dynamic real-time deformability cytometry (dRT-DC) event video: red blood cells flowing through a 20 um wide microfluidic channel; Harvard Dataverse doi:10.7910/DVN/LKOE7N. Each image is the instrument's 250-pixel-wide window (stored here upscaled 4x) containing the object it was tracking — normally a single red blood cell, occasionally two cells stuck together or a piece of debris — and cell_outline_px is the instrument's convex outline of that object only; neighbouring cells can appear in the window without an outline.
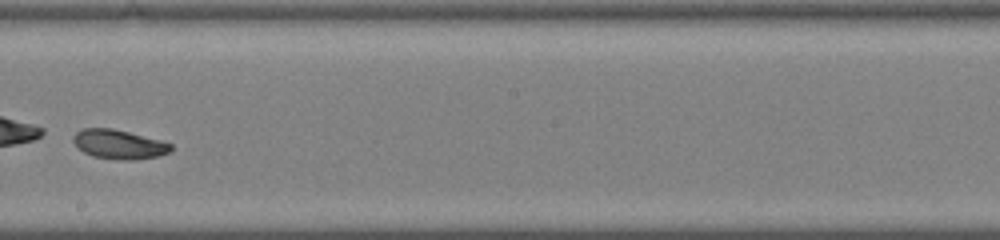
{"species": "common noctule bat (a hibernating species)", "species_latin": "Nyctalus noctula", "temperature_condition": "warm", "stored_images_in_passage": 43, "camera_frame_rate_fps": 3000, "um_per_image_px": 0.085, "animal": {"sex": "male", "body_mass_g": 19.0, "forearm_length_mm": 50.8}, "frame": {"image": 1, "passage_image": 25, "time_ms": 8.0, "image_size_px": [1000, 240], "cell_outline_px": [[172, 152], [156, 156], [132, 160], [120, 160], [92, 156], [84, 152], [72, 140], [72, 136], [76, 132], [84, 128], [112, 128], [160, 140], [172, 144]], "centroid_in_image_um": [10.11, 12.27], "position_along_channel_um": 238.1, "area_um2": 16.53}}